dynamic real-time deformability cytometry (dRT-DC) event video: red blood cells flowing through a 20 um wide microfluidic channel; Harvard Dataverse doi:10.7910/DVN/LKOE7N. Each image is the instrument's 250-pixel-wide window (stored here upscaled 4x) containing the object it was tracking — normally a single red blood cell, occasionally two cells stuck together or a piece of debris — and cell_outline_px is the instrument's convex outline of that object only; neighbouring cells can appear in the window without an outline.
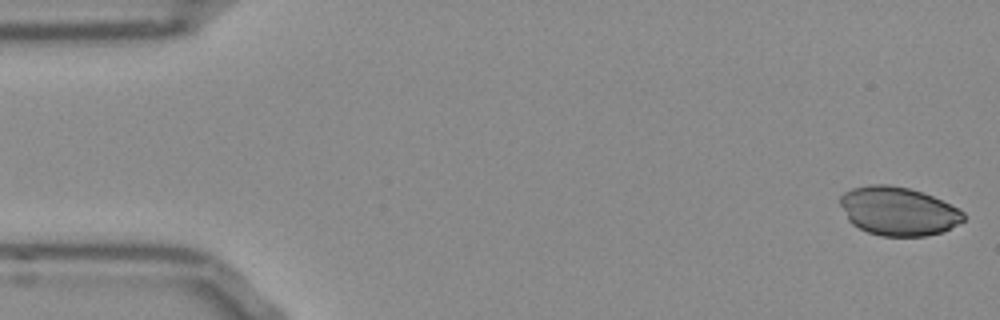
{"species": "Egyptian fruit bat (a non-hibernating species)", "species_latin": "Rousettus aegyptiacus", "temperature_condition": "room temperature", "stored_images_in_passage": 52, "camera_frame_rate_fps": 3000, "um_per_image_px": 0.085, "frame": {"image": 1, "passage_image": 1, "time_ms": 0.0, "image_size_px": [1000, 320], "cell_outline_px": [[964, 220], [940, 232], [924, 236], [880, 236], [868, 232], [852, 224], [848, 220], [840, 204], [840, 196], [844, 192], [852, 188], [868, 184], [888, 184], [908, 188], [932, 196], [964, 212]], "centroid_in_image_um": [76.29, 17.94], "position_along_channel_um": 8.7, "area_um2": 34.56}}